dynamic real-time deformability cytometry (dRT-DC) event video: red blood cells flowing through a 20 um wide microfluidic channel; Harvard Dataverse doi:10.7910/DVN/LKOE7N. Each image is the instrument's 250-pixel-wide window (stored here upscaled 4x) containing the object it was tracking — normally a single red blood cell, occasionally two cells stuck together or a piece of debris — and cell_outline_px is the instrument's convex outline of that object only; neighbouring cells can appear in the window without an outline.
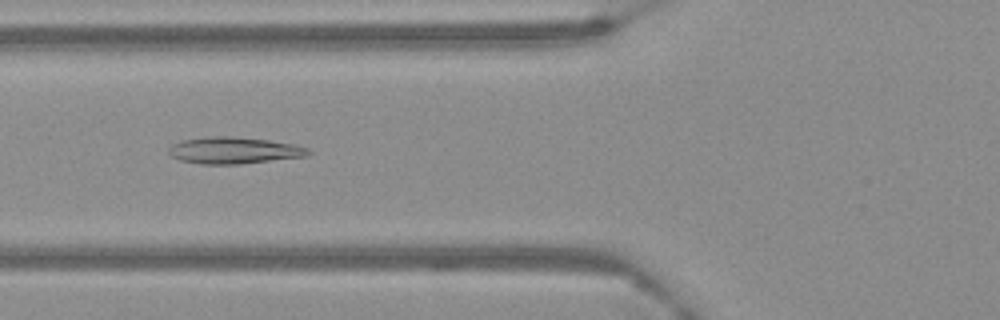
{"species": "Egyptian fruit bat (a non-hibernating species)", "species_latin": "Rousettus aegyptiacus", "temperature_condition": "warm", "stored_images_in_passage": 56, "camera_frame_rate_fps": 3000, "um_per_image_px": 0.085, "frame": {"image": 1, "passage_image": 18, "time_ms": 5.667, "image_size_px": [1000, 320], "cell_outline_px": [[312, 152], [308, 156], [240, 164], [200, 164], [180, 160], [168, 156], [168, 148], [172, 144], [184, 140], [208, 136], [232, 136], [268, 140], [296, 144], [308, 148]], "centroid_in_image_um": [19.88, 12.78], "position_along_channel_um": 105.9, "area_um2": 21.91}}
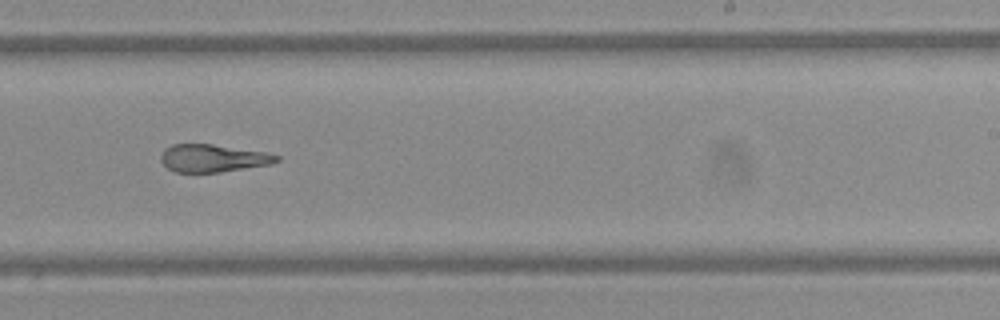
{"frame": {"image": 2, "passage_image": 33, "time_ms": 10.667, "image_size_px": [1000, 320], "cell_outline_px": [[280, 160], [272, 164], [220, 172], [176, 172], [168, 168], [160, 160], [160, 156], [164, 148], [172, 144], [212, 144], [264, 152], [280, 156]], "centroid_in_image_um": [18.09, 13.44], "position_along_channel_um": 270.9, "area_um2": 18.61}}
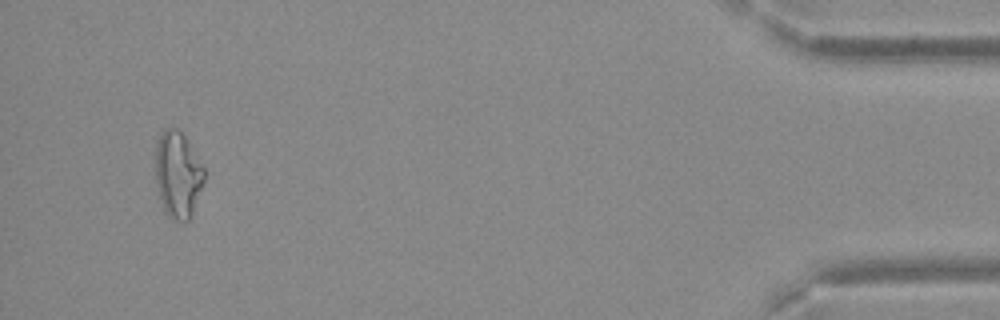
{"frame": {"image": 3, "passage_image": 53, "time_ms": 17.333, "image_size_px": [1000, 320], "cell_outline_px": [[204, 180], [192, 212], [188, 220], [172, 220], [164, 212], [156, 184], [156, 144], [160, 132], [164, 128], [176, 128], [184, 136], [204, 168]], "centroid_in_image_um": [15.09, 14.83], "position_along_channel_um": 420.1, "area_um2": 24.16}}